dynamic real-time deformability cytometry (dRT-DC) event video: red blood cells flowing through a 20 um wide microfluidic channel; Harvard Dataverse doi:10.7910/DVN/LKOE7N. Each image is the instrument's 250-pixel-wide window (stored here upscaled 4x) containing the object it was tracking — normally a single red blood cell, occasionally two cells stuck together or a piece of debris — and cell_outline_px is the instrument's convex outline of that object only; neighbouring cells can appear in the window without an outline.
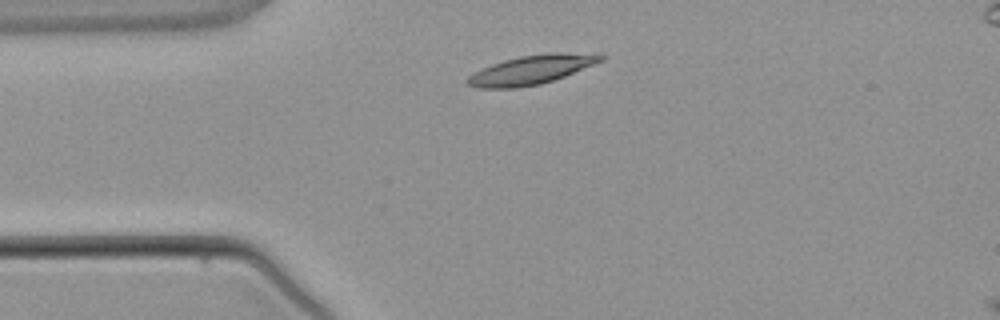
{"species": "common noctule bat (a hibernating species)", "species_latin": "Nyctalus noctula", "temperature_condition": "warm", "stored_images_in_passage": 2, "camera_frame_rate_fps": 3000, "um_per_image_px": 0.085, "animal": {"sex": "male", "body_mass_g": 21.5, "forearm_length_mm": 52.0}, "frame": {"image": 1, "passage_image": 1, "time_ms": 0.0, "image_size_px": [1000, 320], "cell_outline_px": [[604, 60], [564, 76], [540, 84], [516, 88], [480, 88], [468, 84], [464, 80], [468, 76], [492, 64], [504, 60], [520, 56], [548, 52], [600, 52], [604, 56]], "centroid_in_image_um": [45.24, 5.9], "position_along_channel_um": 39.8, "area_um2": 22.66}}